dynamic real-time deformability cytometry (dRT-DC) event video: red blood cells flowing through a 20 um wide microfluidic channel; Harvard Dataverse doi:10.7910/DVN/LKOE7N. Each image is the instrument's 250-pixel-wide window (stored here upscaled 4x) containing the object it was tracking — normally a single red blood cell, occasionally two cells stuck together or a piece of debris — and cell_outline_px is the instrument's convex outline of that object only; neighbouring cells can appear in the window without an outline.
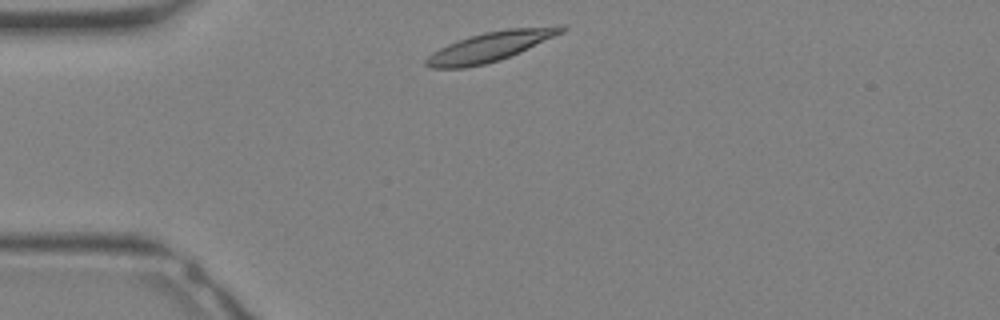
{"species": "Egyptian fruit bat (a non-hibernating species)", "species_latin": "Rousettus aegyptiacus", "temperature_condition": "warm", "stored_images_in_passage": 26, "camera_frame_rate_fps": 3000, "um_per_image_px": 0.085, "animal": {"sex": "female"}, "frame": {"image": 1, "passage_image": 1, "time_ms": 0.0, "image_size_px": [1000, 320], "cell_outline_px": [[568, 28], [564, 32], [520, 52], [500, 60], [484, 64], [464, 68], [428, 68], [424, 64], [424, 60], [432, 52], [448, 44], [484, 32], [508, 28], [556, 24], [564, 24]], "centroid_in_image_um": [41.74, 3.93], "position_along_channel_um": 43.3, "area_um2": 23.58}}
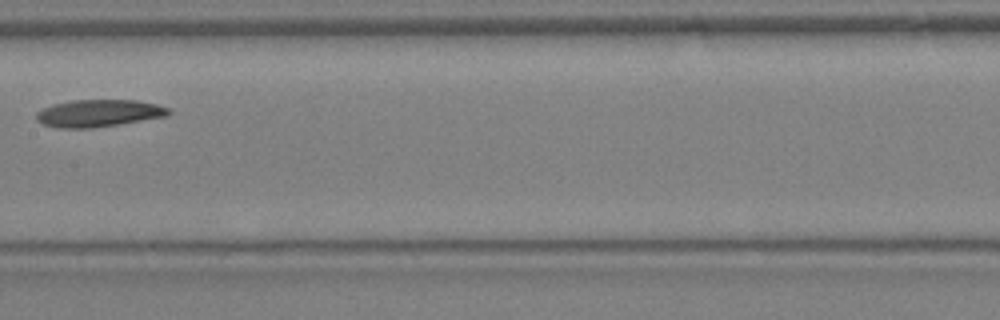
{"frame": {"image": 2, "passage_image": 10, "time_ms": 3.0, "image_size_px": [1000, 320], "cell_outline_px": [[172, 112], [168, 116], [116, 124], [88, 128], [60, 128], [44, 124], [36, 120], [36, 112], [52, 104], [72, 100], [136, 100], [156, 104], [168, 108]], "centroid_in_image_um": [8.38, 9.61], "position_along_channel_um": 199.0, "area_um2": 20.81}}
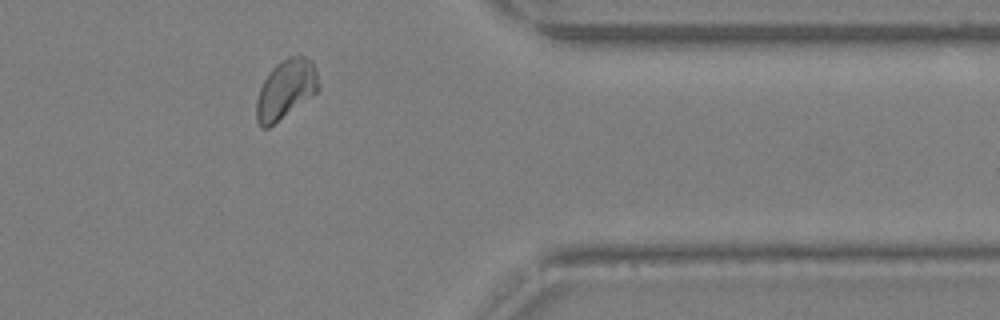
{"frame": {"image": 3, "passage_image": 20, "time_ms": 6.333, "image_size_px": [1000, 320], "cell_outline_px": [[320, 88], [316, 92], [268, 128], [260, 128], [256, 120], [256, 100], [260, 88], [268, 72], [280, 60], [288, 56], [304, 56], [312, 60], [316, 68], [320, 84]], "centroid_in_image_um": [24.28, 7.56], "position_along_channel_um": 387.1, "area_um2": 21.44}}